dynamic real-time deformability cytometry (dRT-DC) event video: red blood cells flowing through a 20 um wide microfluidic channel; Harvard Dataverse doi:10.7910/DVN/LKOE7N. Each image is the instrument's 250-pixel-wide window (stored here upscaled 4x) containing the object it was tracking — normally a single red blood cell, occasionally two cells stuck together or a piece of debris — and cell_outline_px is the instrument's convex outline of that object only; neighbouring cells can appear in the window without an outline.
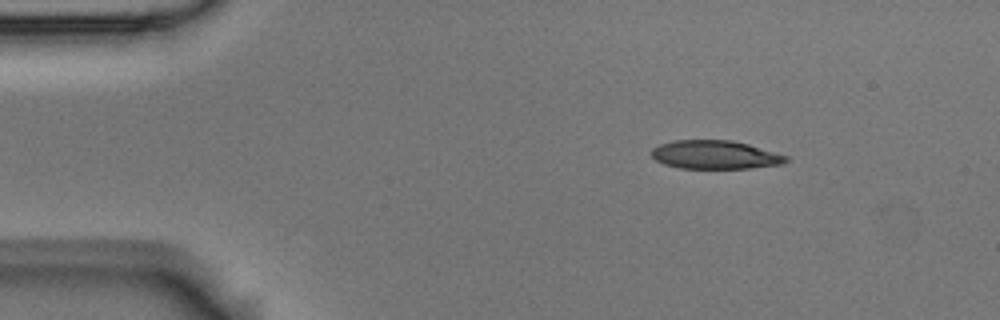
{"species": "Egyptian fruit bat (a non-hibernating species)", "species_latin": "Rousettus aegyptiacus", "temperature_condition": "room temperature", "stored_images_in_passage": 3, "camera_frame_rate_fps": 3000, "um_per_image_px": 0.085, "animal": {"sex": "male"}, "frame": {"image": 1, "passage_image": 1, "time_ms": 0.0, "image_size_px": [1000, 320], "cell_outline_px": [[788, 160], [784, 164], [748, 168], [680, 168], [664, 164], [656, 160], [652, 156], [652, 148], [660, 144], [672, 140], [732, 140], [748, 144], [788, 156]], "centroid_in_image_um": [60.78, 13.15], "position_along_channel_um": 24.2, "area_um2": 22.31}}